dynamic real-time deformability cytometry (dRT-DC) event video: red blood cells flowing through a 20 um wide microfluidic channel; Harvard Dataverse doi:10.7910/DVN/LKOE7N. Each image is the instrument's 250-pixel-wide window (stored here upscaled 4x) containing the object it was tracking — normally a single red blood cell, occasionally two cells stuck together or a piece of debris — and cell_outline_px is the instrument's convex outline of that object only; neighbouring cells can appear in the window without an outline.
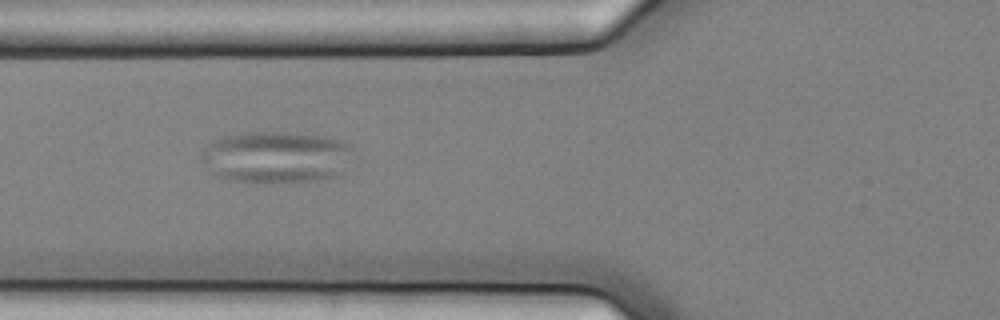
{"species": "common noctule bat (a hibernating species)", "species_latin": "Nyctalus noctula", "temperature_condition": "cold", "stored_images_in_passage": 10, "camera_frame_rate_fps": 3000, "um_per_image_px": 0.085, "animal": {"sex": "female", "body_mass_g": 25.1}, "frame": {"image": 1, "passage_image": 7, "time_ms": 2.0, "image_size_px": [1000, 320], "cell_outline_px": [[352, 152], [336, 176], [320, 180], [228, 180], [212, 172], [200, 160], [200, 156], [208, 144], [224, 136], [248, 132], [284, 132], [324, 136], [340, 140], [352, 144]], "centroid_in_image_um": [23.46, 13.3], "position_along_channel_um": 102.3, "area_um2": 44.51}}